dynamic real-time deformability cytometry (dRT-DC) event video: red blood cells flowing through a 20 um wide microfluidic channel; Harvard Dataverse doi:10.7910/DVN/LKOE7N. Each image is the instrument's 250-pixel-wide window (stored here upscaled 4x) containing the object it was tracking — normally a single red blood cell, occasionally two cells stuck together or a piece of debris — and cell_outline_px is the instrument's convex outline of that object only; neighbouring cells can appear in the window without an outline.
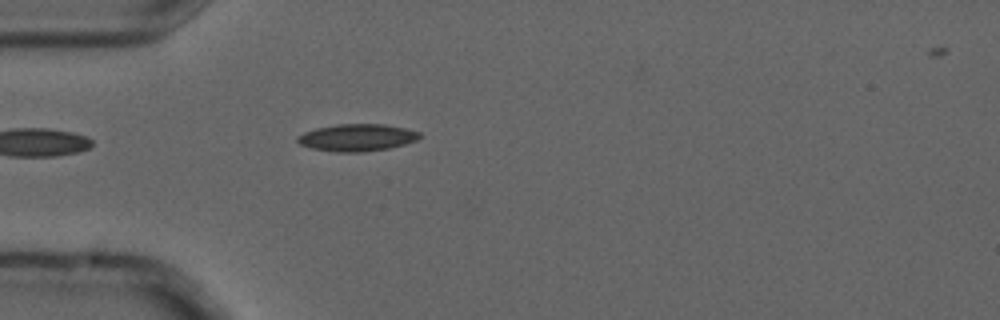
{"species": "common noctule bat (a hibernating species)", "species_latin": "Nyctalus noctula", "temperature_condition": "cold", "stored_images_in_passage": 5, "camera_frame_rate_fps": 3000, "um_per_image_px": 0.085, "animal": {"sex": "male", "forearm_length_mm": 52.5}, "frame": {"image": 1, "passage_image": 4, "time_ms": 1.0, "image_size_px": [1000, 320], "cell_outline_px": [[420, 136], [416, 140], [404, 144], [388, 148], [360, 152], [336, 152], [312, 148], [300, 144], [296, 140], [296, 136], [304, 132], [316, 128], [336, 124], [384, 124], [404, 128], [420, 132]], "centroid_in_image_um": [30.31, 11.68], "position_along_channel_um": 54.7, "area_um2": 19.19}}